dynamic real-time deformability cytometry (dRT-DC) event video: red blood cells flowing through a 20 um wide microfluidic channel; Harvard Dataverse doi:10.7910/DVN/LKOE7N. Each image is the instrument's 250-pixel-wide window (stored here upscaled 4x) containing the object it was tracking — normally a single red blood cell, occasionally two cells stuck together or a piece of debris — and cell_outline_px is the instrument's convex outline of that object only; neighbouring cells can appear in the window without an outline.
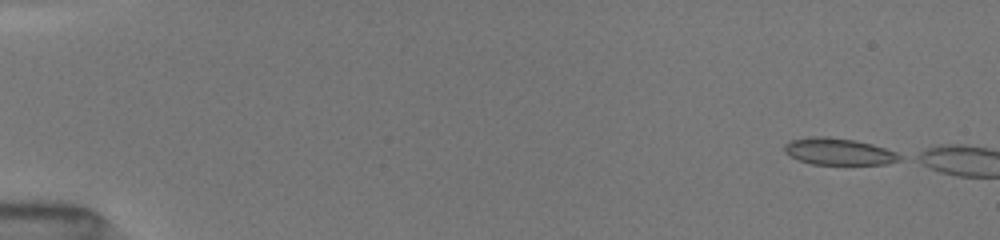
{"species": "common noctule bat (a hibernating species)", "species_latin": "Nyctalus noctula", "temperature_condition": "room temperature", "stored_images_in_passage": 4, "camera_frame_rate_fps": 3000, "um_per_image_px": 0.085, "animal": {"sex": "female", "body_mass_g": 19.5, "forearm_length_mm": 54.1}, "frame": {"image": 1, "passage_image": 1, "time_ms": 0.0, "image_size_px": [1000, 240], "cell_outline_px": [[904, 160], [888, 164], [812, 164], [788, 156], [784, 152], [784, 144], [788, 140], [808, 136], [828, 136], [856, 140], [872, 144], [896, 152], [904, 156]], "centroid_in_image_um": [71.29, 12.87], "position_along_channel_um": 13.7, "area_um2": 18.38}}